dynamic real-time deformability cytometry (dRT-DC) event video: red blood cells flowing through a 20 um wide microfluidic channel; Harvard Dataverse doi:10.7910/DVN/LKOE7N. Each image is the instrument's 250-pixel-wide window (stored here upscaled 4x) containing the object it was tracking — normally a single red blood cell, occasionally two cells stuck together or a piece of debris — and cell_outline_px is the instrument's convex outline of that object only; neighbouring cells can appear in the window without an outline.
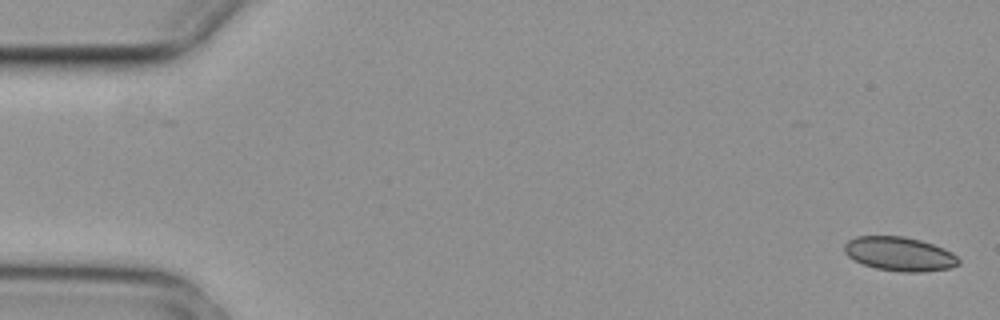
{"species": "common noctule bat (a hibernating species)", "species_latin": "Nyctalus noctula", "temperature_condition": "cold", "stored_images_in_passage": 6, "camera_frame_rate_fps": 3000, "um_per_image_px": 0.085, "animal": {"sex": "female", "body_mass_g": 29.2, "forearm_length_mm": 56.3}, "frame": {"image": 1, "passage_image": 1, "time_ms": 0.0, "image_size_px": [1000, 320], "cell_outline_px": [[960, 264], [952, 268], [920, 272], [900, 272], [876, 268], [864, 264], [848, 256], [844, 252], [844, 244], [848, 240], [856, 236], [904, 236], [920, 240], [944, 248], [952, 252], [960, 260]], "centroid_in_image_um": [76.48, 21.58], "position_along_channel_um": 8.5, "area_um2": 22.72}}
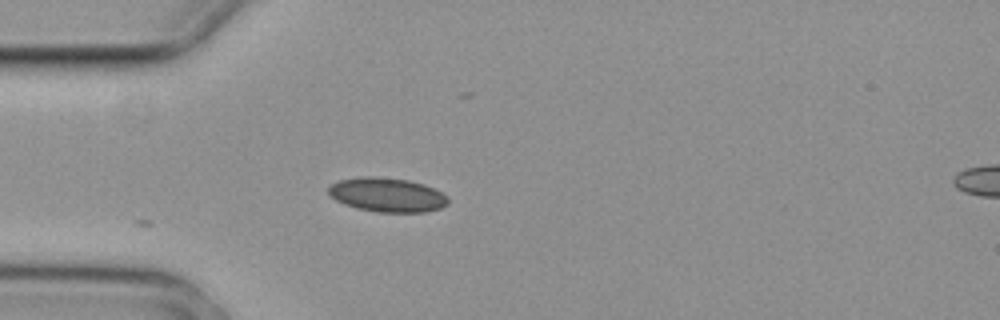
{"frame": {"image": 2, "passage_image": 5, "time_ms": 1.333, "image_size_px": [1000, 320], "cell_outline_px": [[448, 204], [440, 208], [428, 212], [376, 212], [356, 208], [344, 204], [328, 196], [328, 188], [336, 180], [364, 176], [372, 176], [408, 180], [424, 184], [448, 196]], "centroid_in_image_um": [32.88, 16.56], "position_along_channel_um": 52.1, "area_um2": 23.99}}